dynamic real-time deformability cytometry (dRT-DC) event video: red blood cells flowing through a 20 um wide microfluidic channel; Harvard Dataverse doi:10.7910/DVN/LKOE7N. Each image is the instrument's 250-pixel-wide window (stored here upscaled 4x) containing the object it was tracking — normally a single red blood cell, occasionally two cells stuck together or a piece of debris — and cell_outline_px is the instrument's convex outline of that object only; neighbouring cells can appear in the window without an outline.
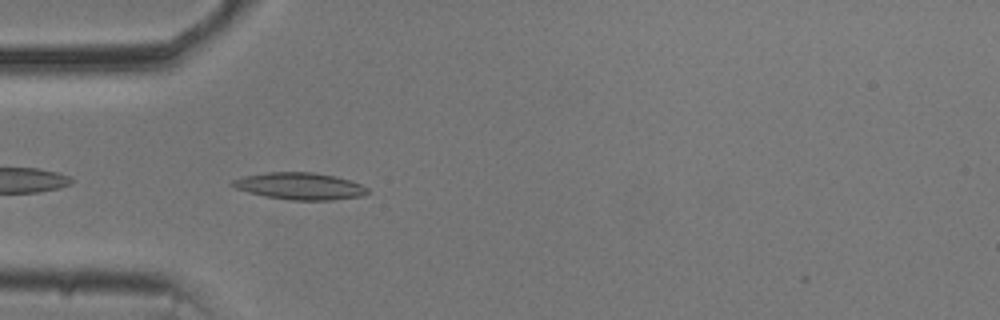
{"species": "common noctule bat (a hibernating species)", "species_latin": "Nyctalus noctula", "temperature_condition": "cold", "stored_images_in_passage": 36, "camera_frame_rate_fps": 3000, "um_per_image_px": 0.085, "animal": {"sex": "male", "body_mass_g": 20.5, "forearm_length_mm": 52.5}, "frame": {"image": 1, "passage_image": 2, "time_ms": 0.333, "image_size_px": [1000, 320], "cell_outline_px": [[368, 192], [364, 196], [332, 200], [288, 200], [264, 196], [248, 192], [236, 188], [228, 184], [232, 180], [244, 176], [268, 172], [312, 172], [336, 176], [360, 184], [368, 188]], "centroid_in_image_um": [25.47, 15.82], "position_along_channel_um": 59.5, "area_um2": 21.27}}
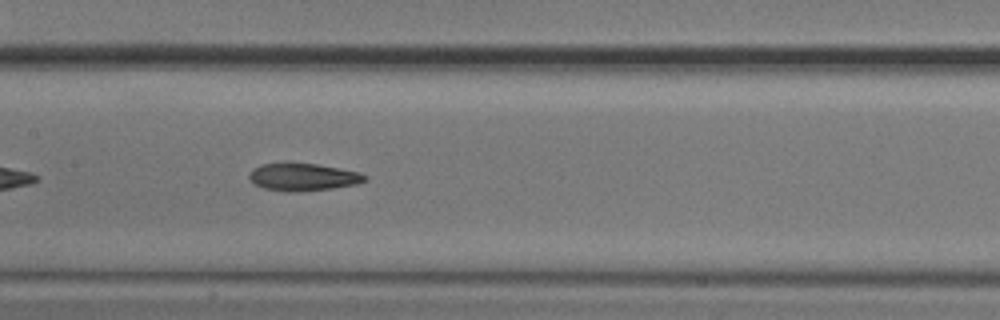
{"frame": {"image": 2, "passage_image": 12, "time_ms": 3.667, "image_size_px": [1000, 320], "cell_outline_px": [[368, 180], [356, 184], [332, 188], [292, 192], [288, 192], [264, 188], [256, 184], [248, 176], [252, 168], [260, 164], [284, 160], [288, 160], [316, 164], [340, 168], [360, 172], [368, 176]], "centroid_in_image_um": [25.73, 14.99], "position_along_channel_um": 181.7, "area_um2": 19.13}}
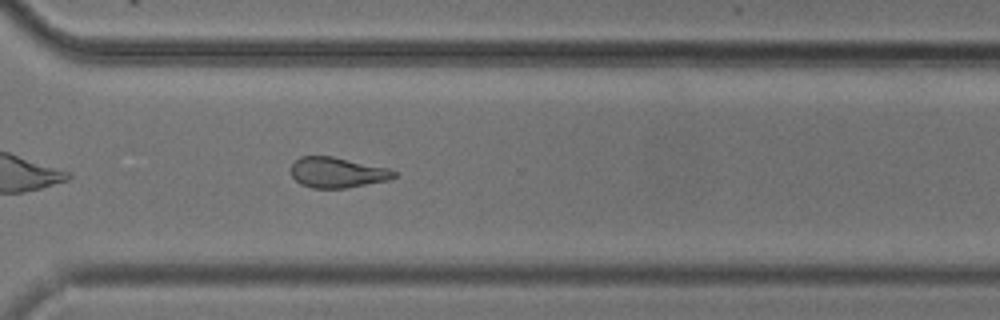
{"frame": {"image": 3, "passage_image": 25, "time_ms": 8.0, "image_size_px": [1000, 320], "cell_outline_px": [[396, 176], [388, 180], [344, 188], [312, 188], [300, 184], [292, 176], [292, 164], [300, 156], [332, 156], [392, 168], [396, 172]], "centroid_in_image_um": [28.7, 14.65], "position_along_channel_um": 341.9, "area_um2": 18.32}, "authors_computed_cell_mechanics": {"area_um2": 18.9295, "velocity_mm_per_s": 3.7168, "shape_relaxation_time_tau1_ms": 8.6137, "shape_relaxation_time_tau2_ms": 4.1385, "deformation_change_tau1": 0.2062, "deformation_change_tau2": 0.1335}}